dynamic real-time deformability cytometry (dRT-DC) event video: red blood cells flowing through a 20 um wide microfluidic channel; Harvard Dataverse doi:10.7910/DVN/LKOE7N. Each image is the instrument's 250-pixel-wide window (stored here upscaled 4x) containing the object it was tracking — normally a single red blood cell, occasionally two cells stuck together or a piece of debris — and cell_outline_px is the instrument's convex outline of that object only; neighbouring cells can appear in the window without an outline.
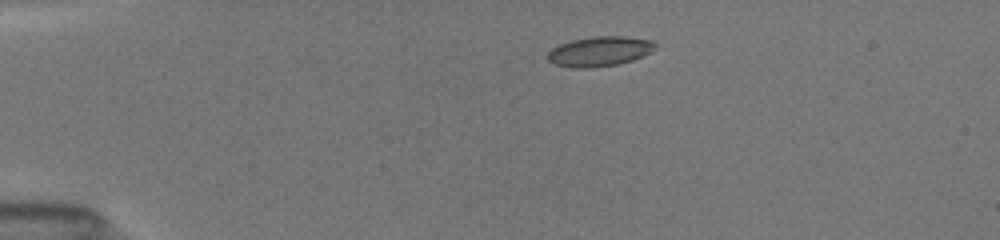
{"species": "common noctule bat (a hibernating species)", "species_latin": "Nyctalus noctula", "temperature_condition": "room temperature", "stored_images_in_passage": 41, "camera_frame_rate_fps": 3000, "um_per_image_px": 0.085, "animal": {"sex": "female", "body_mass_g": 19.5, "forearm_length_mm": 54.1}, "frame": {"image": 1, "passage_image": 1, "time_ms": 0.0, "image_size_px": [1000, 240], "cell_outline_px": [[660, 44], [656, 48], [632, 60], [620, 64], [592, 68], [572, 68], [556, 64], [548, 60], [544, 56], [552, 48], [568, 40], [596, 36], [624, 36], [656, 40]], "centroid_in_image_um": [50.97, 4.35], "position_along_channel_um": 34.0, "area_um2": 19.07}}
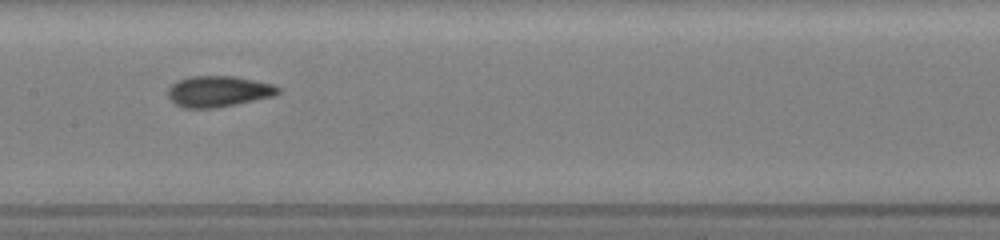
{"frame": {"image": 2, "passage_image": 17, "time_ms": 5.333, "image_size_px": [1000, 240], "cell_outline_px": [[280, 92], [272, 96], [216, 108], [184, 108], [176, 104], [168, 96], [168, 88], [176, 80], [192, 76], [232, 76], [272, 84], [280, 88]], "centroid_in_image_um": [18.52, 7.76], "position_along_channel_um": 188.9, "area_um2": 19.65}}
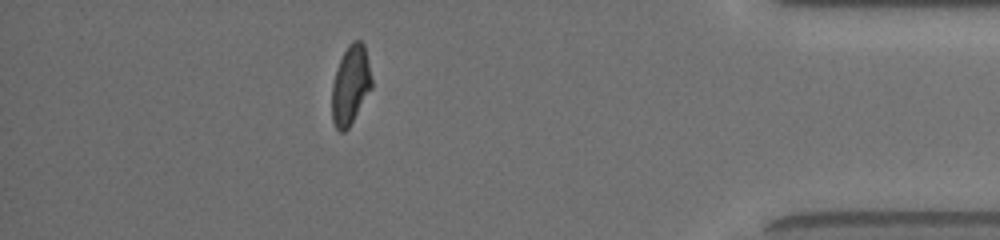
{"frame": {"image": 3, "passage_image": 36, "time_ms": 11.667, "image_size_px": [1000, 240], "cell_outline_px": [[372, 88], [348, 128], [344, 132], [340, 132], [336, 128], [332, 120], [332, 84], [340, 60], [348, 44], [352, 40], [360, 40], [364, 44], [372, 80]], "centroid_in_image_um": [29.79, 7.23], "position_along_channel_um": 405.4, "area_um2": 18.15}, "authors_computed_cell_mechanics": {"area_um2": 19.074, "velocity_mm_per_s": 4.0206, "shape_relaxation_time_tau1_ms": 5.8967, "shape_relaxation_time_tau2_ms": 1.6374, "deformation_change_tau1": 0.1932, "deformation_change_tau2": 0.0811}}